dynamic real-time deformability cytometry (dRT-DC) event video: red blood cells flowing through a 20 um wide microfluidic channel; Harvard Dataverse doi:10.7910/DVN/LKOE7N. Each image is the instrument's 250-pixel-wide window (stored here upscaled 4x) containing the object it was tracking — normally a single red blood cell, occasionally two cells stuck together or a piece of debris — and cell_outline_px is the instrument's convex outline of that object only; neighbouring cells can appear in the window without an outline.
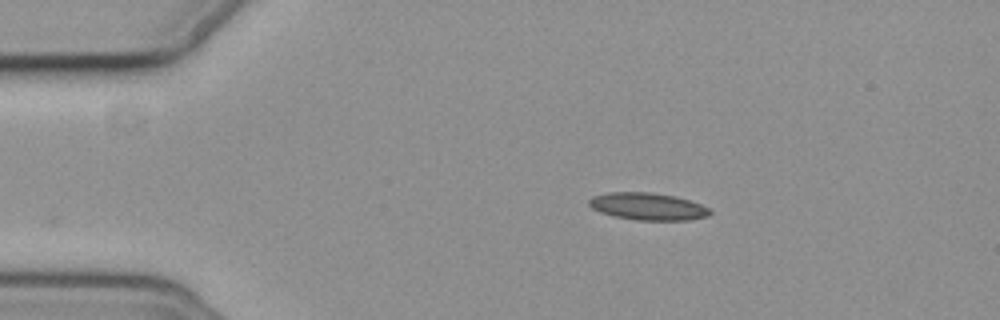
{"species": "common noctule bat (a hibernating species)", "species_latin": "Nyctalus noctula", "temperature_condition": "cold", "stored_images_in_passage": 47, "camera_frame_rate_fps": 3000, "um_per_image_px": 0.085, "animal": {"sex": "female", "body_mass_g": 19.3, "forearm_length_mm": 54.1}, "frame": {"image": 1, "passage_image": 1, "time_ms": 0.0, "image_size_px": [1000, 320], "cell_outline_px": [[712, 212], [708, 216], [688, 220], [636, 220], [616, 216], [600, 212], [592, 208], [588, 204], [588, 200], [592, 196], [608, 192], [648, 192], [676, 196], [700, 204], [708, 208]], "centroid_in_image_um": [55.04, 17.54], "position_along_channel_um": 30.0, "area_um2": 19.13}}
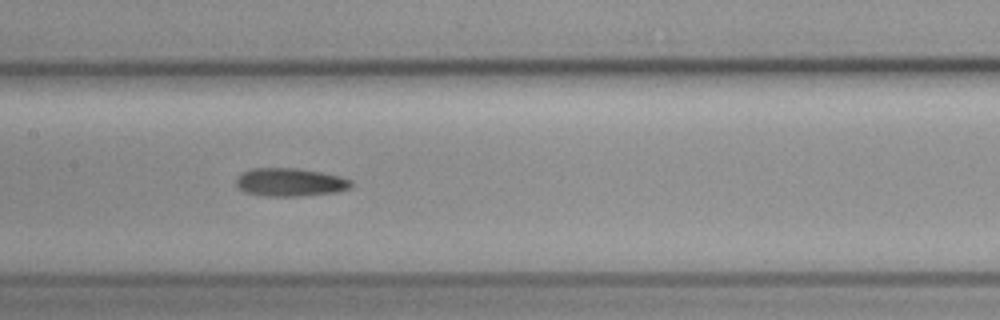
{"frame": {"image": 2, "passage_image": 18, "time_ms": 5.667, "image_size_px": [1000, 320], "cell_outline_px": [[352, 188], [336, 192], [300, 196], [264, 196], [244, 192], [236, 184], [236, 180], [244, 172], [252, 168], [296, 168], [320, 172], [340, 176], [352, 180]], "centroid_in_image_um": [24.69, 15.49], "position_along_channel_um": 182.7, "area_um2": 18.84}}
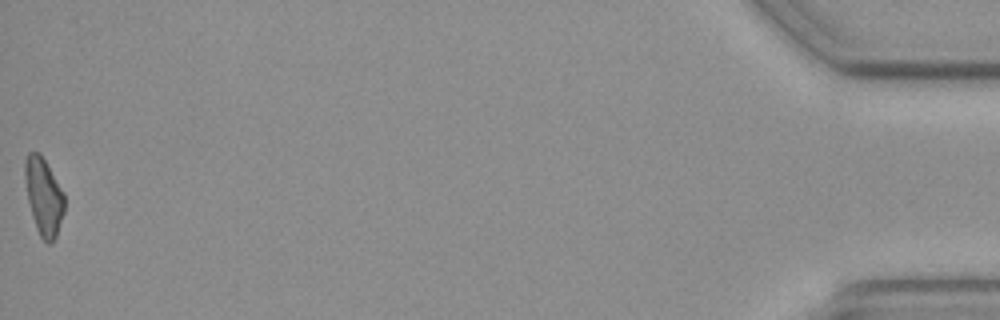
{"frame": {"image": 3, "passage_image": 47, "time_ms": 15.333, "image_size_px": [1000, 320], "cell_outline_px": [[64, 212], [56, 236], [52, 244], [48, 244], [40, 236], [36, 228], [32, 216], [28, 200], [24, 176], [24, 160], [28, 152], [40, 152], [64, 192]], "centroid_in_image_um": [3.71, 16.69], "position_along_channel_um": 431.5, "area_um2": 17.86}, "authors_computed_cell_mechanics": {"area_um2": 18.2648, "velocity_mm_per_s": 3.6814, "shape_relaxation_time_tau1_ms": null, "shape_relaxation_time_tau2_ms": 6.8481, "deformation_change_tau1": null, "deformation_change_tau2": 0.1728}}